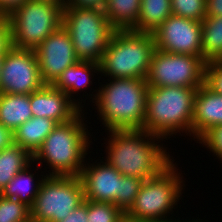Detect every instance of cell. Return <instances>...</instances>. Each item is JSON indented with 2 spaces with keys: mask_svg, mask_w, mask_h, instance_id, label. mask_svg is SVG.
I'll list each match as a JSON object with an SVG mask.
<instances>
[{
  "mask_svg": "<svg viewBox=\"0 0 222 222\" xmlns=\"http://www.w3.org/2000/svg\"><path fill=\"white\" fill-rule=\"evenodd\" d=\"M107 133L110 138L106 142L105 161L124 176L151 179L173 161L166 147L157 144L163 141L160 136L143 129L108 130Z\"/></svg>",
  "mask_w": 222,
  "mask_h": 222,
  "instance_id": "cell-1",
  "label": "cell"
},
{
  "mask_svg": "<svg viewBox=\"0 0 222 222\" xmlns=\"http://www.w3.org/2000/svg\"><path fill=\"white\" fill-rule=\"evenodd\" d=\"M90 100L106 130L142 129L148 84L141 78L107 79ZM95 101V102H94Z\"/></svg>",
  "mask_w": 222,
  "mask_h": 222,
  "instance_id": "cell-2",
  "label": "cell"
},
{
  "mask_svg": "<svg viewBox=\"0 0 222 222\" xmlns=\"http://www.w3.org/2000/svg\"><path fill=\"white\" fill-rule=\"evenodd\" d=\"M82 113L66 123L57 124L33 155V162L39 161L38 166H42V162L49 164L51 171L46 175L79 177L91 143V133Z\"/></svg>",
  "mask_w": 222,
  "mask_h": 222,
  "instance_id": "cell-3",
  "label": "cell"
},
{
  "mask_svg": "<svg viewBox=\"0 0 222 222\" xmlns=\"http://www.w3.org/2000/svg\"><path fill=\"white\" fill-rule=\"evenodd\" d=\"M197 88L148 87L143 130L167 140L178 132L192 136L193 99Z\"/></svg>",
  "mask_w": 222,
  "mask_h": 222,
  "instance_id": "cell-4",
  "label": "cell"
},
{
  "mask_svg": "<svg viewBox=\"0 0 222 222\" xmlns=\"http://www.w3.org/2000/svg\"><path fill=\"white\" fill-rule=\"evenodd\" d=\"M155 49L152 33L114 31L99 62L101 76L146 79Z\"/></svg>",
  "mask_w": 222,
  "mask_h": 222,
  "instance_id": "cell-5",
  "label": "cell"
},
{
  "mask_svg": "<svg viewBox=\"0 0 222 222\" xmlns=\"http://www.w3.org/2000/svg\"><path fill=\"white\" fill-rule=\"evenodd\" d=\"M173 162L174 160L156 177L144 180L133 206L125 214L126 222L170 219L169 214L182 198L185 186L183 176Z\"/></svg>",
  "mask_w": 222,
  "mask_h": 222,
  "instance_id": "cell-6",
  "label": "cell"
},
{
  "mask_svg": "<svg viewBox=\"0 0 222 222\" xmlns=\"http://www.w3.org/2000/svg\"><path fill=\"white\" fill-rule=\"evenodd\" d=\"M62 26L70 34L79 61L99 63L115 31L102 9L65 7Z\"/></svg>",
  "mask_w": 222,
  "mask_h": 222,
  "instance_id": "cell-7",
  "label": "cell"
},
{
  "mask_svg": "<svg viewBox=\"0 0 222 222\" xmlns=\"http://www.w3.org/2000/svg\"><path fill=\"white\" fill-rule=\"evenodd\" d=\"M11 25L12 45L34 50L63 23V9L48 3L27 0L7 16Z\"/></svg>",
  "mask_w": 222,
  "mask_h": 222,
  "instance_id": "cell-8",
  "label": "cell"
},
{
  "mask_svg": "<svg viewBox=\"0 0 222 222\" xmlns=\"http://www.w3.org/2000/svg\"><path fill=\"white\" fill-rule=\"evenodd\" d=\"M83 202L79 177L46 175L30 208L31 222H60Z\"/></svg>",
  "mask_w": 222,
  "mask_h": 222,
  "instance_id": "cell-9",
  "label": "cell"
},
{
  "mask_svg": "<svg viewBox=\"0 0 222 222\" xmlns=\"http://www.w3.org/2000/svg\"><path fill=\"white\" fill-rule=\"evenodd\" d=\"M206 62L202 57L173 54L155 49L146 82L148 87L199 88L205 83Z\"/></svg>",
  "mask_w": 222,
  "mask_h": 222,
  "instance_id": "cell-10",
  "label": "cell"
},
{
  "mask_svg": "<svg viewBox=\"0 0 222 222\" xmlns=\"http://www.w3.org/2000/svg\"><path fill=\"white\" fill-rule=\"evenodd\" d=\"M44 85L34 50L12 47L4 55L0 74V93L31 94Z\"/></svg>",
  "mask_w": 222,
  "mask_h": 222,
  "instance_id": "cell-11",
  "label": "cell"
},
{
  "mask_svg": "<svg viewBox=\"0 0 222 222\" xmlns=\"http://www.w3.org/2000/svg\"><path fill=\"white\" fill-rule=\"evenodd\" d=\"M152 34L159 51L202 57V22L171 14Z\"/></svg>",
  "mask_w": 222,
  "mask_h": 222,
  "instance_id": "cell-12",
  "label": "cell"
},
{
  "mask_svg": "<svg viewBox=\"0 0 222 222\" xmlns=\"http://www.w3.org/2000/svg\"><path fill=\"white\" fill-rule=\"evenodd\" d=\"M34 51L45 85H53L66 68L79 61L70 34L63 26L50 34Z\"/></svg>",
  "mask_w": 222,
  "mask_h": 222,
  "instance_id": "cell-13",
  "label": "cell"
},
{
  "mask_svg": "<svg viewBox=\"0 0 222 222\" xmlns=\"http://www.w3.org/2000/svg\"><path fill=\"white\" fill-rule=\"evenodd\" d=\"M98 163L95 165L85 163L79 174L84 199L115 205V198L120 193L121 174L106 161Z\"/></svg>",
  "mask_w": 222,
  "mask_h": 222,
  "instance_id": "cell-14",
  "label": "cell"
},
{
  "mask_svg": "<svg viewBox=\"0 0 222 222\" xmlns=\"http://www.w3.org/2000/svg\"><path fill=\"white\" fill-rule=\"evenodd\" d=\"M30 107L33 117H46L58 124L75 118L81 109L66 93L53 85H44L30 94Z\"/></svg>",
  "mask_w": 222,
  "mask_h": 222,
  "instance_id": "cell-15",
  "label": "cell"
},
{
  "mask_svg": "<svg viewBox=\"0 0 222 222\" xmlns=\"http://www.w3.org/2000/svg\"><path fill=\"white\" fill-rule=\"evenodd\" d=\"M222 125V95L205 83L193 99L192 137L200 141L212 128Z\"/></svg>",
  "mask_w": 222,
  "mask_h": 222,
  "instance_id": "cell-16",
  "label": "cell"
},
{
  "mask_svg": "<svg viewBox=\"0 0 222 222\" xmlns=\"http://www.w3.org/2000/svg\"><path fill=\"white\" fill-rule=\"evenodd\" d=\"M93 72L96 74L100 73L99 63L78 61L74 65L66 68L53 86L66 93L82 109L84 107L82 105V100L78 98L76 100L73 94L78 93L81 89H86L92 83L90 80Z\"/></svg>",
  "mask_w": 222,
  "mask_h": 222,
  "instance_id": "cell-17",
  "label": "cell"
},
{
  "mask_svg": "<svg viewBox=\"0 0 222 222\" xmlns=\"http://www.w3.org/2000/svg\"><path fill=\"white\" fill-rule=\"evenodd\" d=\"M57 124L50 118L32 117L13 132L14 143L33 156Z\"/></svg>",
  "mask_w": 222,
  "mask_h": 222,
  "instance_id": "cell-18",
  "label": "cell"
},
{
  "mask_svg": "<svg viewBox=\"0 0 222 222\" xmlns=\"http://www.w3.org/2000/svg\"><path fill=\"white\" fill-rule=\"evenodd\" d=\"M33 117L30 94L0 93V123L14 132Z\"/></svg>",
  "mask_w": 222,
  "mask_h": 222,
  "instance_id": "cell-19",
  "label": "cell"
},
{
  "mask_svg": "<svg viewBox=\"0 0 222 222\" xmlns=\"http://www.w3.org/2000/svg\"><path fill=\"white\" fill-rule=\"evenodd\" d=\"M141 0H107L104 13L115 31L133 30L140 15Z\"/></svg>",
  "mask_w": 222,
  "mask_h": 222,
  "instance_id": "cell-20",
  "label": "cell"
},
{
  "mask_svg": "<svg viewBox=\"0 0 222 222\" xmlns=\"http://www.w3.org/2000/svg\"><path fill=\"white\" fill-rule=\"evenodd\" d=\"M32 163L28 165L23 171L19 172L14 178L6 185V187L2 190L0 195L5 198L17 199L21 203H24L29 208L32 207L33 202L38 194V190L40 187L43 178L46 175H40L42 177L35 178L33 173H30L29 167H31ZM38 179V181L36 180ZM35 180V181H34ZM36 182V183H34Z\"/></svg>",
  "mask_w": 222,
  "mask_h": 222,
  "instance_id": "cell-21",
  "label": "cell"
},
{
  "mask_svg": "<svg viewBox=\"0 0 222 222\" xmlns=\"http://www.w3.org/2000/svg\"><path fill=\"white\" fill-rule=\"evenodd\" d=\"M33 163V156L13 143L0 151V193L19 172Z\"/></svg>",
  "mask_w": 222,
  "mask_h": 222,
  "instance_id": "cell-22",
  "label": "cell"
},
{
  "mask_svg": "<svg viewBox=\"0 0 222 222\" xmlns=\"http://www.w3.org/2000/svg\"><path fill=\"white\" fill-rule=\"evenodd\" d=\"M171 14V0H141L138 23L132 31L153 33Z\"/></svg>",
  "mask_w": 222,
  "mask_h": 222,
  "instance_id": "cell-23",
  "label": "cell"
},
{
  "mask_svg": "<svg viewBox=\"0 0 222 222\" xmlns=\"http://www.w3.org/2000/svg\"><path fill=\"white\" fill-rule=\"evenodd\" d=\"M202 58L206 63L222 60V16L202 21Z\"/></svg>",
  "mask_w": 222,
  "mask_h": 222,
  "instance_id": "cell-24",
  "label": "cell"
},
{
  "mask_svg": "<svg viewBox=\"0 0 222 222\" xmlns=\"http://www.w3.org/2000/svg\"><path fill=\"white\" fill-rule=\"evenodd\" d=\"M87 222H126L125 214L113 203L87 200Z\"/></svg>",
  "mask_w": 222,
  "mask_h": 222,
  "instance_id": "cell-25",
  "label": "cell"
},
{
  "mask_svg": "<svg viewBox=\"0 0 222 222\" xmlns=\"http://www.w3.org/2000/svg\"><path fill=\"white\" fill-rule=\"evenodd\" d=\"M144 180L137 177L120 175V193L115 198V205L126 214L133 206Z\"/></svg>",
  "mask_w": 222,
  "mask_h": 222,
  "instance_id": "cell-26",
  "label": "cell"
},
{
  "mask_svg": "<svg viewBox=\"0 0 222 222\" xmlns=\"http://www.w3.org/2000/svg\"><path fill=\"white\" fill-rule=\"evenodd\" d=\"M0 222H31L30 208L17 199L0 195Z\"/></svg>",
  "mask_w": 222,
  "mask_h": 222,
  "instance_id": "cell-27",
  "label": "cell"
},
{
  "mask_svg": "<svg viewBox=\"0 0 222 222\" xmlns=\"http://www.w3.org/2000/svg\"><path fill=\"white\" fill-rule=\"evenodd\" d=\"M172 14L202 22L206 17V0H171Z\"/></svg>",
  "mask_w": 222,
  "mask_h": 222,
  "instance_id": "cell-28",
  "label": "cell"
},
{
  "mask_svg": "<svg viewBox=\"0 0 222 222\" xmlns=\"http://www.w3.org/2000/svg\"><path fill=\"white\" fill-rule=\"evenodd\" d=\"M205 84L215 93L222 95V60L206 63Z\"/></svg>",
  "mask_w": 222,
  "mask_h": 222,
  "instance_id": "cell-29",
  "label": "cell"
},
{
  "mask_svg": "<svg viewBox=\"0 0 222 222\" xmlns=\"http://www.w3.org/2000/svg\"><path fill=\"white\" fill-rule=\"evenodd\" d=\"M222 161V125L212 128L200 141Z\"/></svg>",
  "mask_w": 222,
  "mask_h": 222,
  "instance_id": "cell-30",
  "label": "cell"
},
{
  "mask_svg": "<svg viewBox=\"0 0 222 222\" xmlns=\"http://www.w3.org/2000/svg\"><path fill=\"white\" fill-rule=\"evenodd\" d=\"M12 47L10 22L7 17H0V56H4Z\"/></svg>",
  "mask_w": 222,
  "mask_h": 222,
  "instance_id": "cell-31",
  "label": "cell"
},
{
  "mask_svg": "<svg viewBox=\"0 0 222 222\" xmlns=\"http://www.w3.org/2000/svg\"><path fill=\"white\" fill-rule=\"evenodd\" d=\"M107 0H66L65 7L94 8L104 10Z\"/></svg>",
  "mask_w": 222,
  "mask_h": 222,
  "instance_id": "cell-32",
  "label": "cell"
},
{
  "mask_svg": "<svg viewBox=\"0 0 222 222\" xmlns=\"http://www.w3.org/2000/svg\"><path fill=\"white\" fill-rule=\"evenodd\" d=\"M60 222H87V199Z\"/></svg>",
  "mask_w": 222,
  "mask_h": 222,
  "instance_id": "cell-33",
  "label": "cell"
},
{
  "mask_svg": "<svg viewBox=\"0 0 222 222\" xmlns=\"http://www.w3.org/2000/svg\"><path fill=\"white\" fill-rule=\"evenodd\" d=\"M27 0H0V17H7Z\"/></svg>",
  "mask_w": 222,
  "mask_h": 222,
  "instance_id": "cell-34",
  "label": "cell"
},
{
  "mask_svg": "<svg viewBox=\"0 0 222 222\" xmlns=\"http://www.w3.org/2000/svg\"><path fill=\"white\" fill-rule=\"evenodd\" d=\"M13 143V132L0 123V151L4 148L10 147Z\"/></svg>",
  "mask_w": 222,
  "mask_h": 222,
  "instance_id": "cell-35",
  "label": "cell"
},
{
  "mask_svg": "<svg viewBox=\"0 0 222 222\" xmlns=\"http://www.w3.org/2000/svg\"><path fill=\"white\" fill-rule=\"evenodd\" d=\"M222 16V0H206V17Z\"/></svg>",
  "mask_w": 222,
  "mask_h": 222,
  "instance_id": "cell-36",
  "label": "cell"
},
{
  "mask_svg": "<svg viewBox=\"0 0 222 222\" xmlns=\"http://www.w3.org/2000/svg\"><path fill=\"white\" fill-rule=\"evenodd\" d=\"M32 1L52 4V5H55V6H59L62 9L65 8V3H66V0H32Z\"/></svg>",
  "mask_w": 222,
  "mask_h": 222,
  "instance_id": "cell-37",
  "label": "cell"
},
{
  "mask_svg": "<svg viewBox=\"0 0 222 222\" xmlns=\"http://www.w3.org/2000/svg\"><path fill=\"white\" fill-rule=\"evenodd\" d=\"M179 219H177V221H176V219L175 220H173V219H166V220H158V221H150V222H182L181 220H179ZM183 222H186V221H183ZM187 222H200V219H199V221L198 220H193L192 219V221H187Z\"/></svg>",
  "mask_w": 222,
  "mask_h": 222,
  "instance_id": "cell-38",
  "label": "cell"
},
{
  "mask_svg": "<svg viewBox=\"0 0 222 222\" xmlns=\"http://www.w3.org/2000/svg\"><path fill=\"white\" fill-rule=\"evenodd\" d=\"M3 61H4V56H0V74H1V71H2Z\"/></svg>",
  "mask_w": 222,
  "mask_h": 222,
  "instance_id": "cell-39",
  "label": "cell"
}]
</instances>
